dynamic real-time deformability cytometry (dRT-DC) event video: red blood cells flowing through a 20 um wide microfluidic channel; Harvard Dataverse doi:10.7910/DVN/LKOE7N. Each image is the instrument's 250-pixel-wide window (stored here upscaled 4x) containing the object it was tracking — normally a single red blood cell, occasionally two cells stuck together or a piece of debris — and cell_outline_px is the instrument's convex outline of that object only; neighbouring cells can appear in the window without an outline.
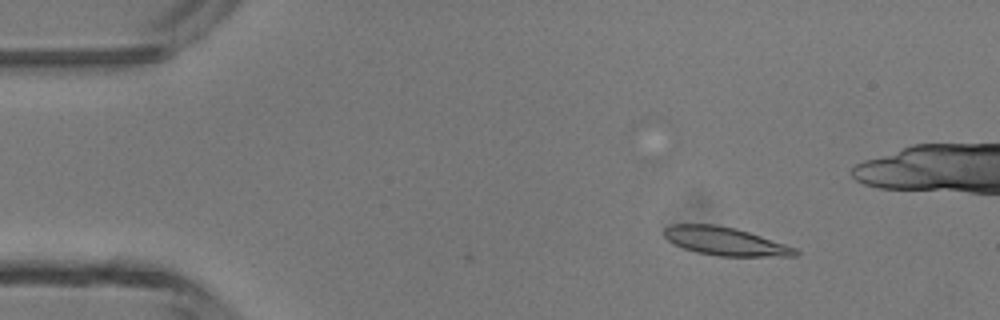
{"species": "common noctule bat (a hibernating species)", "species_latin": "Nyctalus noctula", "temperature_condition": "room temperature", "stored_images_in_passage": 4, "camera_frame_rate_fps": 3000, "um_per_image_px": 0.085, "animal": {"sex": "male", "body_mass_g": 13.3}, "frame": {"image": 1, "passage_image": 1, "time_ms": 0.0, "image_size_px": [1000, 320], "cell_outline_px": [[800, 252], [796, 256], [716, 256], [696, 252], [684, 248], [668, 240], [664, 236], [664, 228], [672, 224], [712, 224], [736, 228], [796, 248]], "centroid_in_image_um": [61.62, 20.51], "position_along_channel_um": 23.4, "area_um2": 21.39}}